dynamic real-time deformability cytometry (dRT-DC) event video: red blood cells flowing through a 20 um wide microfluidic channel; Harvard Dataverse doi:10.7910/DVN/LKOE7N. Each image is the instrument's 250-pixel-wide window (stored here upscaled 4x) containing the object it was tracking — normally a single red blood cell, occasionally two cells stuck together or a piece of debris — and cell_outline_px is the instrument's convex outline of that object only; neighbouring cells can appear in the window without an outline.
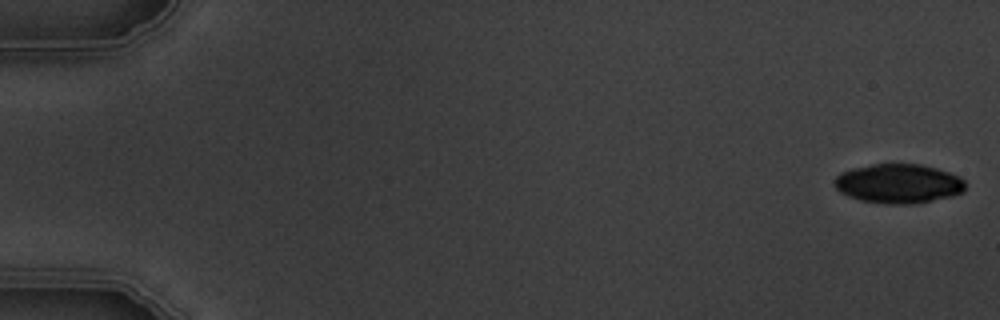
{"species": "common noctule bat (a hibernating species)", "species_latin": "Nyctalus noctula", "temperature_condition": "warm", "stored_images_in_passage": 5, "segment_of_instrument_passage": [2, 2], "camera_frame_rate_fps": 3000, "um_per_image_px": 0.085, "animal": {"sex": "male", "body_mass_g": 19.5, "forearm_length_mm": 54.6}, "frame": {"image": 1, "passage_image": 5, "time_ms": 5.0, "image_size_px": [1000, 320], "cell_outline_px": [[964, 192], [952, 196], [912, 204], [884, 204], [860, 200], [848, 196], [840, 192], [836, 188], [836, 176], [840, 172], [852, 168], [872, 164], [920, 164], [936, 168], [960, 176], [964, 180]], "centroid_in_image_um": [76.37, 15.61], "position_along_channel_um": 8.6, "area_um2": 30.0}}